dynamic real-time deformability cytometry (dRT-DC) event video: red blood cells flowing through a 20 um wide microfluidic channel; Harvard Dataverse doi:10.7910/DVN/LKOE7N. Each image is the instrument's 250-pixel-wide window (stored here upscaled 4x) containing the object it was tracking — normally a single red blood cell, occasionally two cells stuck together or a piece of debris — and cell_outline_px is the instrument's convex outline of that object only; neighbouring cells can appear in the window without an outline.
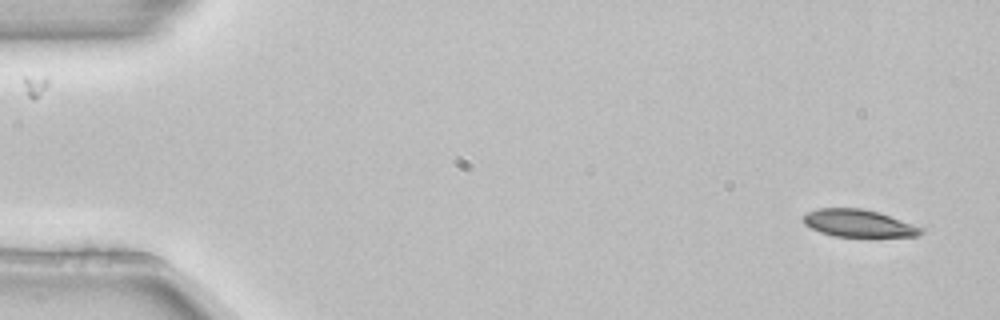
{"species": "common noctule bat (a hibernating species)", "species_latin": "Nyctalus noctula", "temperature_condition": "room temperature", "stored_images_in_passage": 6, "camera_frame_rate_fps": 3000, "um_per_image_px": 0.085, "animal": {"sex": "female", "body_mass_g": 22.7, "forearm_length_mm": 54.2}, "frame": {"image": 1, "passage_image": 1, "time_ms": 0.0, "image_size_px": [1000, 320], "cell_outline_px": [[928, 228], [924, 232], [916, 236], [836, 236], [820, 232], [804, 224], [804, 212], [816, 208], [860, 208], [880, 212]], "centroid_in_image_um": [73.03, 18.96], "position_along_channel_um": 12.0, "area_um2": 19.02}}
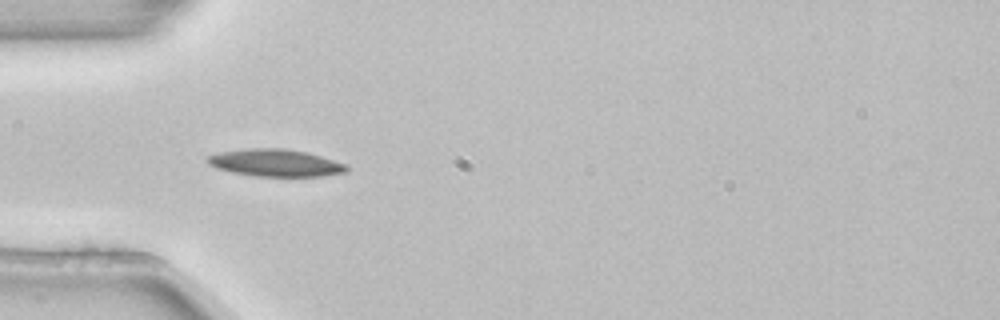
{"frame": {"image": 2, "passage_image": 5, "time_ms": 1.333, "image_size_px": [1000, 320], "cell_outline_px": [[348, 168], [344, 172], [320, 176], [256, 176], [232, 172], [216, 168], [208, 164], [204, 160], [208, 156], [220, 152], [244, 148], [284, 148], [304, 152], [320, 156], [344, 164]], "centroid_in_image_um": [23.32, 13.83], "position_along_channel_um": 61.7, "area_um2": 21.85}}